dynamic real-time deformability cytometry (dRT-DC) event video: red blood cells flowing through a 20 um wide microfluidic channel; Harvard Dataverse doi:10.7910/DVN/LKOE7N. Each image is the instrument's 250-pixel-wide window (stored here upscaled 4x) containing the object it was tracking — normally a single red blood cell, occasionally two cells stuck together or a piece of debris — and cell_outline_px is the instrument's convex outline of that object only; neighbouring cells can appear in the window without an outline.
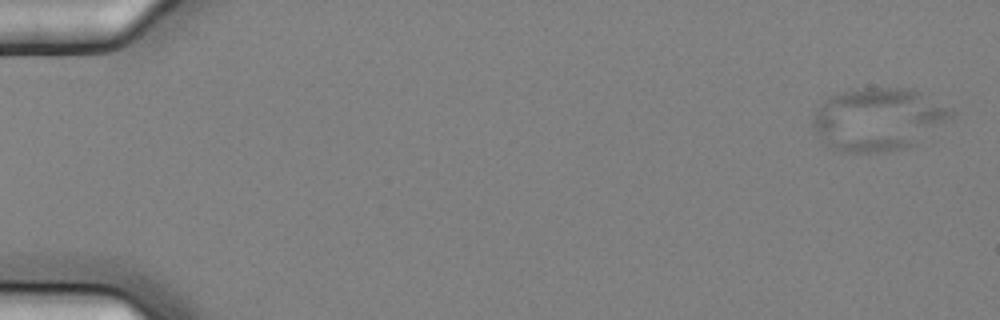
{"species": "common noctule bat (a hibernating species)", "species_latin": "Nyctalus noctula", "temperature_condition": "cold", "stored_images_in_passage": 10, "camera_frame_rate_fps": 3000, "um_per_image_px": 0.085, "animal": {"sex": "female", "body_mass_g": 25.1}, "frame": {"image": 1, "passage_image": 1, "time_ms": 0.0, "image_size_px": [1000, 320], "cell_outline_px": [[956, 116], [908, 148], [884, 152], [840, 152], [828, 148], [824, 144], [816, 132], [812, 124], [812, 112], [820, 104], [832, 96], [844, 92], [864, 88], [916, 88], [952, 108], [956, 112]], "centroid_in_image_um": [74.68, 10.14], "position_along_channel_um": 10.3, "area_um2": 51.21}}
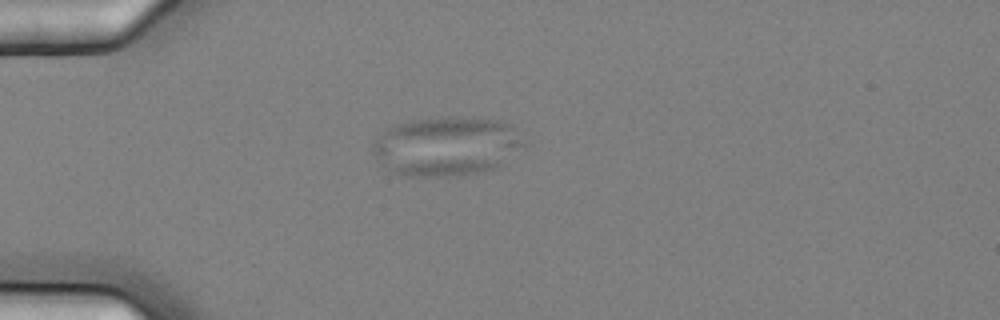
{"frame": {"image": 2, "passage_image": 5, "time_ms": 1.333, "image_size_px": [1000, 320], "cell_outline_px": [[528, 144], [496, 168], [480, 172], [444, 176], [408, 176], [396, 172], [376, 160], [372, 152], [372, 144], [384, 128], [392, 124], [412, 120], [448, 116], [472, 116], [504, 120], [512, 124]], "centroid_in_image_um": [37.99, 12.38], "position_along_channel_um": 47.0, "area_um2": 53.0}}
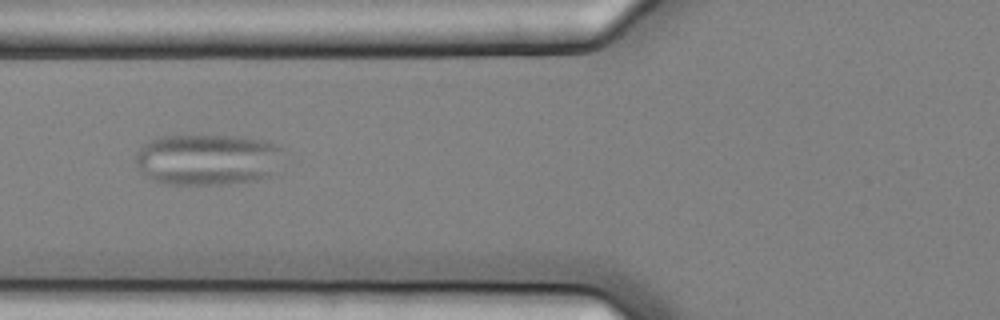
{"frame": {"image": 3, "passage_image": 7, "time_ms": 2.0, "image_size_px": [1000, 320], "cell_outline_px": [[280, 148], [276, 176], [256, 180], [224, 184], [164, 184], [152, 180], [144, 176], [136, 164], [136, 152], [144, 144], [152, 140], [164, 136], [240, 136], [260, 140], [272, 144]], "centroid_in_image_um": [17.62, 13.58], "position_along_channel_um": 108.2, "area_um2": 44.04}}